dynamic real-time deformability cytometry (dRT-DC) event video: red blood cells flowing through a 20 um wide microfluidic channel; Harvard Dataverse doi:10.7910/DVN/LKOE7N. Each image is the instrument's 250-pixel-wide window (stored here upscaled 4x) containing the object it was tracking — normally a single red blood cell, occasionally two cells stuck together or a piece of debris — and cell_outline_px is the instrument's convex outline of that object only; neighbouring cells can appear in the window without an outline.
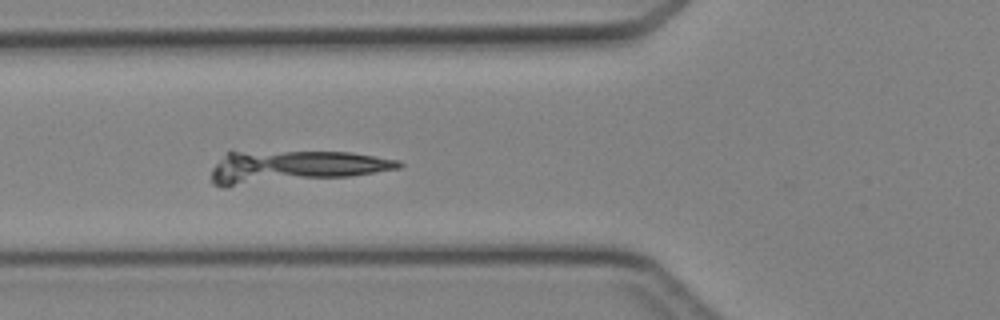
{"species": "Egyptian fruit bat (a non-hibernating species)", "species_latin": "Rousettus aegyptiacus", "temperature_condition": "cold", "stored_images_in_passage": 32, "camera_frame_rate_fps": 3000, "um_per_image_px": 0.085, "animal": {"sex": "female"}, "frame": {"image": 1, "passage_image": 3, "time_ms": 0.667, "image_size_px": [1000, 320], "cell_outline_px": [[404, 164], [400, 168], [352, 176], [228, 188], [224, 188], [212, 184], [212, 168], [232, 148], [352, 152], [400, 160]], "centroid_in_image_um": [24.9, 14.14], "position_along_channel_um": 100.9, "area_um2": 37.4}}
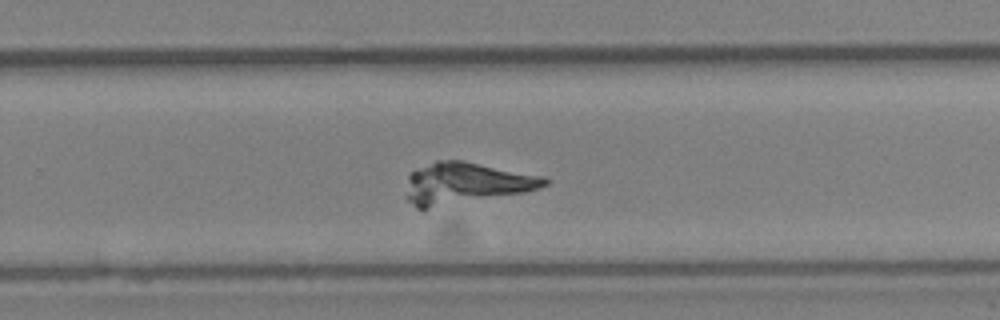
{"frame": {"image": 2, "passage_image": 16, "time_ms": 5.0, "image_size_px": [1000, 320], "cell_outline_px": [[548, 184], [540, 188], [524, 192], [424, 212], [420, 212], [404, 196], [408, 176], [412, 172], [436, 160], [464, 160], [544, 176], [548, 180]], "centroid_in_image_um": [39.53, 15.63], "position_along_channel_um": 290.3, "area_um2": 34.56}}
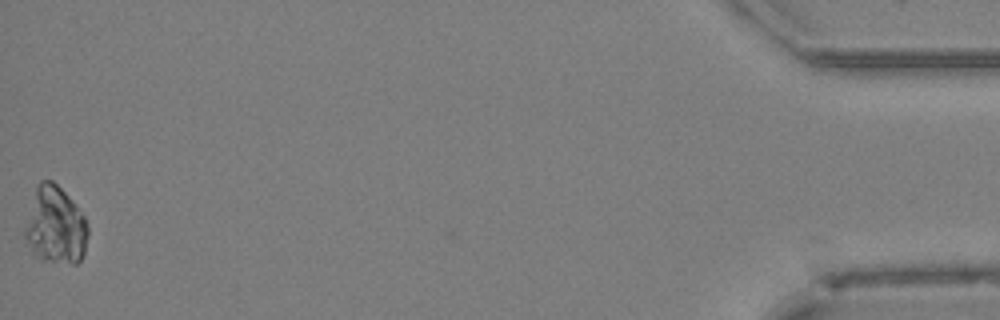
{"frame": {"image": 3, "passage_image": 32, "time_ms": 10.333, "image_size_px": [1000, 320], "cell_outline_px": [[88, 236], [84, 252], [80, 260], [76, 264], [72, 264], [40, 260], [32, 256], [24, 236], [24, 228], [36, 184], [40, 180], [52, 180], [68, 196], [84, 216], [88, 224]], "centroid_in_image_um": [4.68, 19.2], "position_along_channel_um": 430.5, "area_um2": 28.73}}